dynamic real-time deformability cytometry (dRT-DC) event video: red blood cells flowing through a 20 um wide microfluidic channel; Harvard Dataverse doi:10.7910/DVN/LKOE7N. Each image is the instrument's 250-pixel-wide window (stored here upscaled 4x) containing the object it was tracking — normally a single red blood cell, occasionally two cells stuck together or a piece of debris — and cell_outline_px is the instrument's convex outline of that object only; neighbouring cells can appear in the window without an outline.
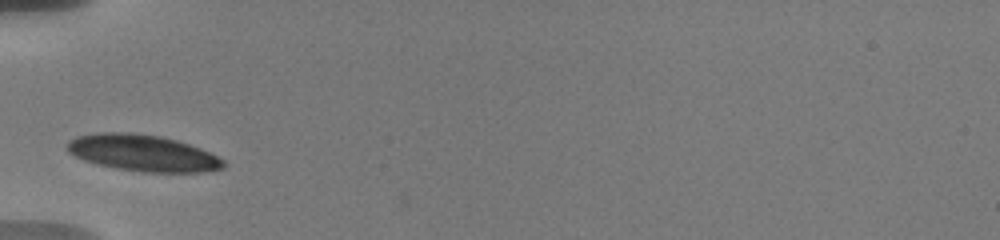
{"species": "human", "species_latin": "Homo sapiens", "temperature_condition": "warm", "stored_images_in_passage": 3, "camera_frame_rate_fps": 3000, "um_per_image_px": 0.085, "donor": {"sex": "male"}, "frame": {"image": 1, "passage_image": 1, "time_ms": 0.0, "image_size_px": [1000, 240], "cell_outline_px": [[224, 168], [204, 172], [144, 172], [116, 168], [84, 160], [68, 152], [68, 140], [76, 136], [100, 132], [128, 132], [160, 136], [176, 140], [200, 148], [224, 160]], "centroid_in_image_um": [12.13, 13.0], "position_along_channel_um": 72.9, "area_um2": 32.95}}